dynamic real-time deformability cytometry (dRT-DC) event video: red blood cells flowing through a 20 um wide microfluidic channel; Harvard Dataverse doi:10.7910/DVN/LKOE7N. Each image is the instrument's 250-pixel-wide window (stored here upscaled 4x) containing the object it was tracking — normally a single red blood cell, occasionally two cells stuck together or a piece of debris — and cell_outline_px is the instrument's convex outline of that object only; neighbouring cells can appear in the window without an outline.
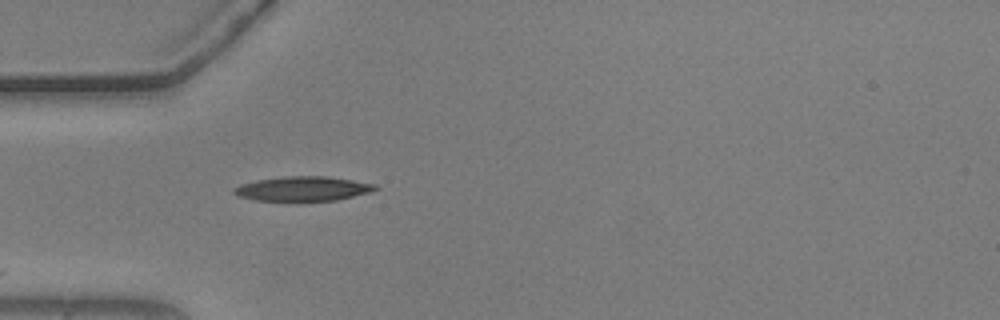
{"species": "common noctule bat (a hibernating species)", "species_latin": "Nyctalus noctula", "temperature_condition": "warm", "stored_images_in_passage": 6, "camera_frame_rate_fps": 3000, "um_per_image_px": 0.085, "animal": {"sex": "male", "body_mass_g": 20.5, "forearm_length_mm": 52.5}, "frame": {"image": 1, "passage_image": 1, "time_ms": 0.0, "image_size_px": [1000, 320], "cell_outline_px": [[380, 188], [368, 192], [336, 200], [256, 200], [240, 196], [232, 192], [232, 188], [240, 184], [256, 180], [284, 176], [328, 176], [376, 184]], "centroid_in_image_um": [25.73, 16.02], "position_along_channel_um": 59.3, "area_um2": 19.94}}